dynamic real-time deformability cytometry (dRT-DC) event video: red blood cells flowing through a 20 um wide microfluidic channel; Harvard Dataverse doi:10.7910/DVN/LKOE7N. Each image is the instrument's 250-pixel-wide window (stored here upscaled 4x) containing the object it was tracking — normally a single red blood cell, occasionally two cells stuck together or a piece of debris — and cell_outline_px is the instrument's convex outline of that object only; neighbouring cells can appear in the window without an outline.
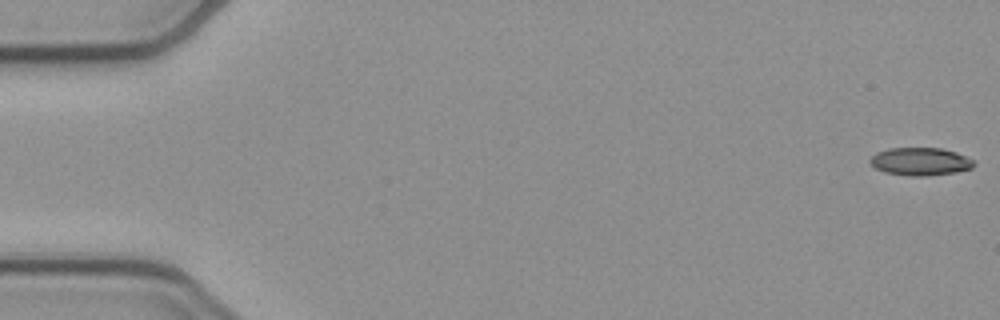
{"species": "common noctule bat (a hibernating species)", "species_latin": "Nyctalus noctula", "temperature_condition": "cold", "stored_images_in_passage": 53, "camera_frame_rate_fps": 3000, "um_per_image_px": 0.085, "animal": {"sex": "female", "body_mass_g": 21.9}, "frame": {"image": 1, "passage_image": 1, "time_ms": 0.0, "image_size_px": [1000, 320], "cell_outline_px": [[976, 164], [972, 168], [956, 172], [928, 176], [908, 176], [884, 172], [876, 168], [868, 160], [876, 152], [888, 148], [940, 148], [956, 152], [976, 160]], "centroid_in_image_um": [78.25, 13.73], "position_along_channel_um": 6.7, "area_um2": 17.05}}
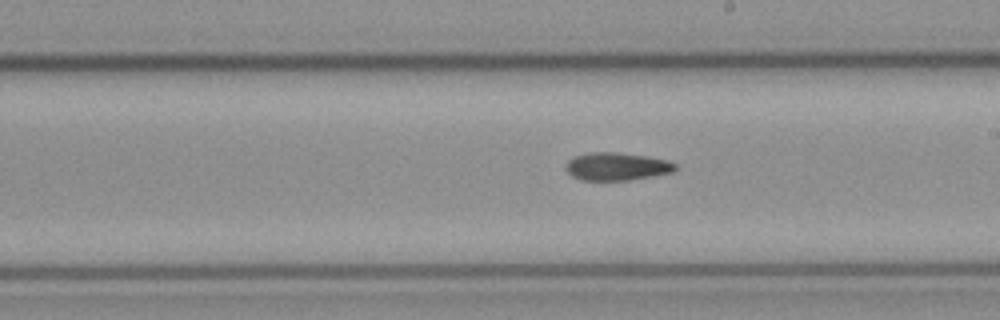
{"frame": {"image": 2, "passage_image": 30, "time_ms": 9.667, "image_size_px": [1000, 320], "cell_outline_px": [[676, 168], [672, 172], [652, 176], [628, 180], [580, 180], [572, 176], [564, 168], [564, 164], [572, 156], [588, 152], [612, 152], [644, 156], [668, 160], [676, 164]], "centroid_in_image_um": [52.35, 14.15], "position_along_channel_um": 236.6, "area_um2": 17.8}}
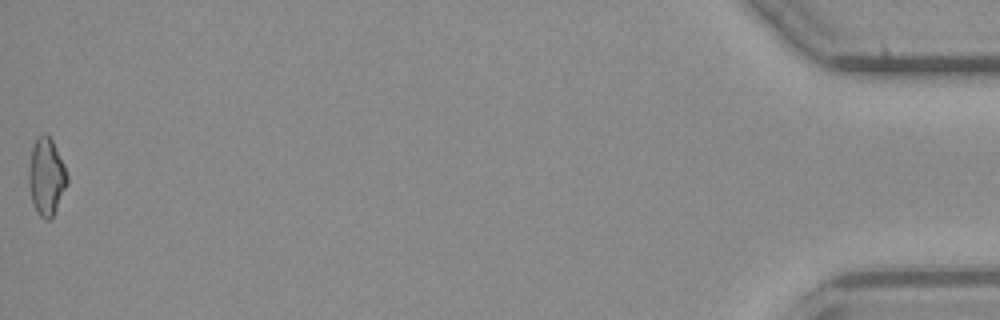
{"frame": {"image": 3, "passage_image": 53, "time_ms": 17.333, "image_size_px": [1000, 320], "cell_outline_px": [[68, 184], [52, 216], [48, 220], [44, 220], [40, 216], [32, 204], [28, 184], [28, 168], [32, 148], [36, 136], [44, 132], [52, 140], [64, 164], [68, 176]], "centroid_in_image_um": [3.92, 15.0], "position_along_channel_um": 431.3, "area_um2": 17.46}}